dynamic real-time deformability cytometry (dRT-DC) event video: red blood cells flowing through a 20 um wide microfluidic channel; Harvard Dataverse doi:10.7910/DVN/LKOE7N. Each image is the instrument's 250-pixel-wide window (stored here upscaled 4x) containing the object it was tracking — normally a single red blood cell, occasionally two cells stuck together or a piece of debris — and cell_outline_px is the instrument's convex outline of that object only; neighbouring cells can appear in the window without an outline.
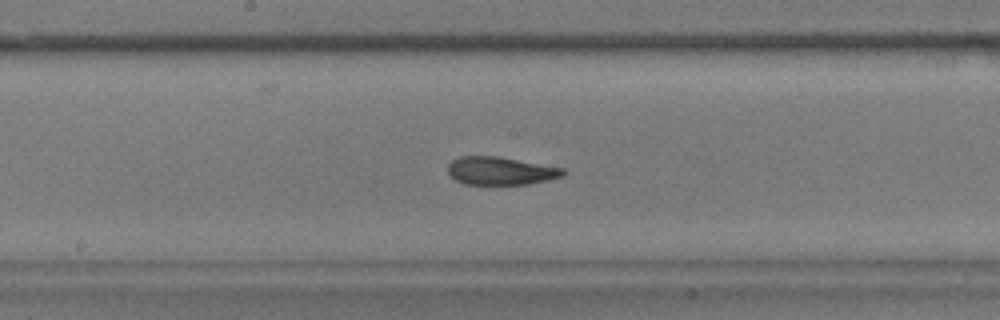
{"species": "common noctule bat (a hibernating species)", "species_latin": "Nyctalus noctula", "temperature_condition": "warm", "stored_images_in_passage": 55, "camera_frame_rate_fps": 3000, "um_per_image_px": 0.085, "animal": {"sex": "male", "body_mass_g": 17.9}, "frame": {"image": 1, "passage_image": 28, "time_ms": 9.0, "image_size_px": [1000, 320], "cell_outline_px": [[568, 172], [564, 176], [548, 180], [528, 184], [464, 184], [456, 180], [448, 172], [448, 164], [452, 160], [460, 156], [496, 156], [564, 168]], "centroid_in_image_um": [42.57, 14.52], "position_along_channel_um": 205.6, "area_um2": 18.79}}
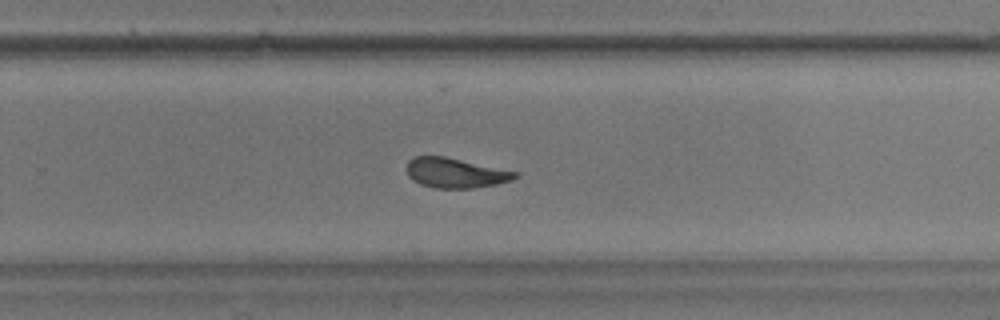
{"frame": {"image": 2, "passage_image": 35, "time_ms": 11.333, "image_size_px": [1000, 320], "cell_outline_px": [[516, 176], [512, 180], [496, 184], [472, 188], [436, 188], [420, 184], [412, 180], [408, 176], [408, 160], [412, 156], [444, 156], [516, 172]], "centroid_in_image_um": [38.65, 14.7], "position_along_channel_um": 291.2, "area_um2": 18.55}}
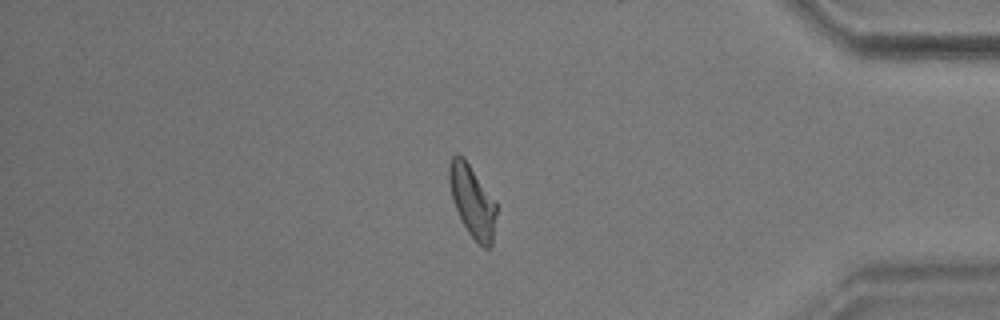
{"frame": {"image": 3, "passage_image": 46, "time_ms": 15.0, "image_size_px": [1000, 320], "cell_outline_px": [[496, 216], [492, 248], [484, 248], [468, 232], [460, 220], [452, 200], [448, 180], [448, 164], [452, 156], [456, 152], [464, 156], [496, 200]], "centroid_in_image_um": [40.14, 17.05], "position_along_channel_um": 395.1, "area_um2": 20.35}, "authors_computed_cell_mechanics": {"area_um2": 19.7676, "velocity_mm_per_s": 3.6715, "shape_relaxation_time_tau1_ms": 3.8237, "shape_relaxation_time_tau2_ms": 2.0455, "deformation_change_tau1": 0.151, "deformation_change_tau2": 0.0826}}